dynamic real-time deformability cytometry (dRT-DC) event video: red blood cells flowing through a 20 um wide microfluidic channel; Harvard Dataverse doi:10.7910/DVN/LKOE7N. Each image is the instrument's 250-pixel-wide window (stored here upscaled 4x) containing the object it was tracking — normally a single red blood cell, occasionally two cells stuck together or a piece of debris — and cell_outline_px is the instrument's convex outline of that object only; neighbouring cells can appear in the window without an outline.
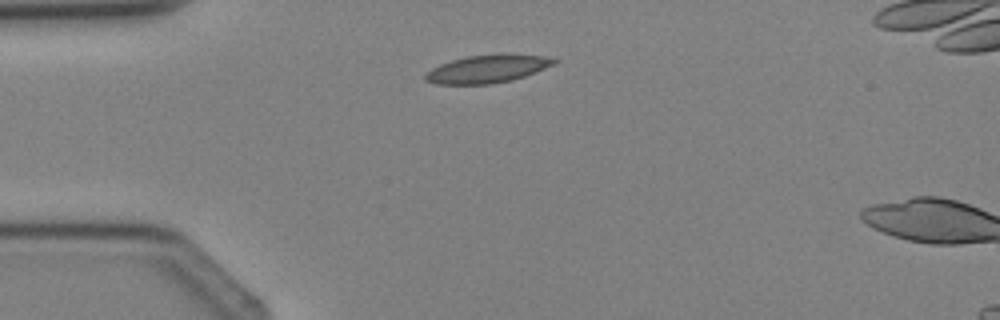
{"species": "Egyptian fruit bat (a non-hibernating species)", "species_latin": "Rousettus aegyptiacus", "temperature_condition": "cold", "stored_images_in_passage": 2, "camera_frame_rate_fps": 3000, "um_per_image_px": 0.085, "animal": {"sex": "female"}, "frame": {"image": 1, "passage_image": 1, "time_ms": 0.0, "image_size_px": [1000, 320], "cell_outline_px": [[560, 60], [544, 68], [524, 76], [512, 80], [492, 84], [436, 84], [424, 80], [424, 76], [432, 68], [440, 64], [452, 60], [468, 56], [504, 52], [508, 52], [544, 56]], "centroid_in_image_um": [41.44, 5.83], "position_along_channel_um": 43.6, "area_um2": 21.15}}